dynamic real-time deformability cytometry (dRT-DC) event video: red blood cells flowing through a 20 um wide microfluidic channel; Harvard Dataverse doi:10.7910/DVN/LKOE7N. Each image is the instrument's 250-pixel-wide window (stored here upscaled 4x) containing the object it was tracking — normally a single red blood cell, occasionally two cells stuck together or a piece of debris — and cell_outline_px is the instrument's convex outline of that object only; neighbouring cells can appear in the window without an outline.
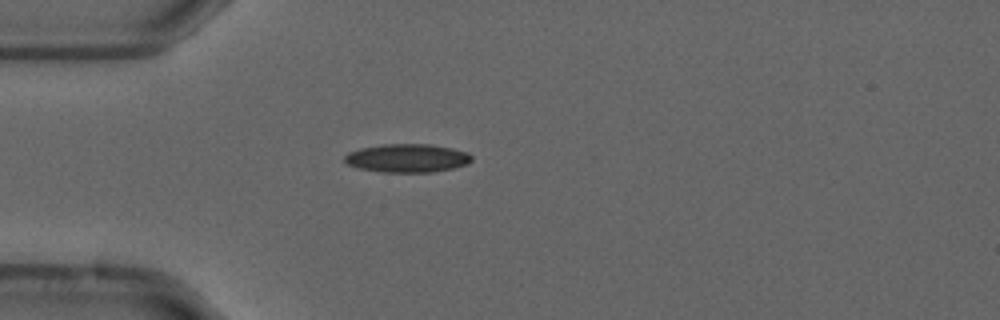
{"species": "common noctule bat (a hibernating species)", "species_latin": "Nyctalus noctula", "temperature_condition": "cold", "stored_images_in_passage": 34, "camera_frame_rate_fps": 3000, "um_per_image_px": 0.085, "animal": {"sex": "male", "forearm_length_mm": 52.5}, "frame": {"image": 1, "passage_image": 1, "time_ms": 0.0, "image_size_px": [1000, 320], "cell_outline_px": [[472, 160], [468, 164], [452, 168], [432, 172], [380, 172], [360, 168], [348, 164], [344, 160], [344, 156], [348, 152], [360, 148], [380, 144], [432, 144], [452, 148], [468, 152], [472, 156]], "centroid_in_image_um": [34.62, 13.43], "position_along_channel_um": 50.4, "area_um2": 21.15}}
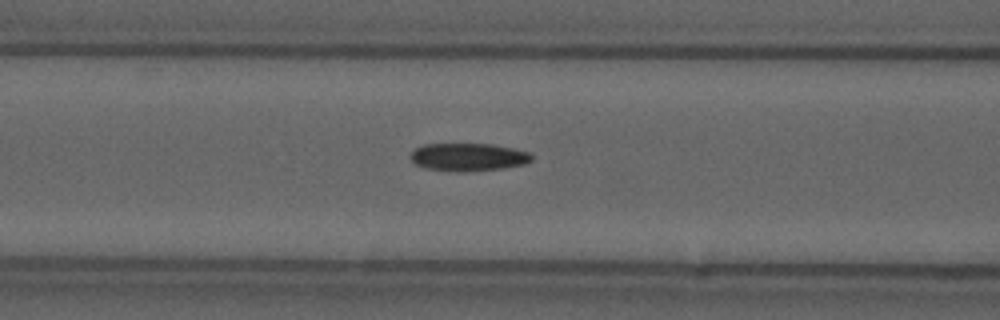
{"frame": {"image": 2, "passage_image": 8, "time_ms": 2.333, "image_size_px": [1000, 320], "cell_outline_px": [[532, 160], [524, 164], [500, 168], [428, 168], [416, 164], [412, 160], [412, 152], [416, 148], [424, 144], [492, 144], [512, 148], [528, 152], [532, 156]], "centroid_in_image_um": [39.84, 13.28], "position_along_channel_um": 126.8, "area_um2": 18.21}}
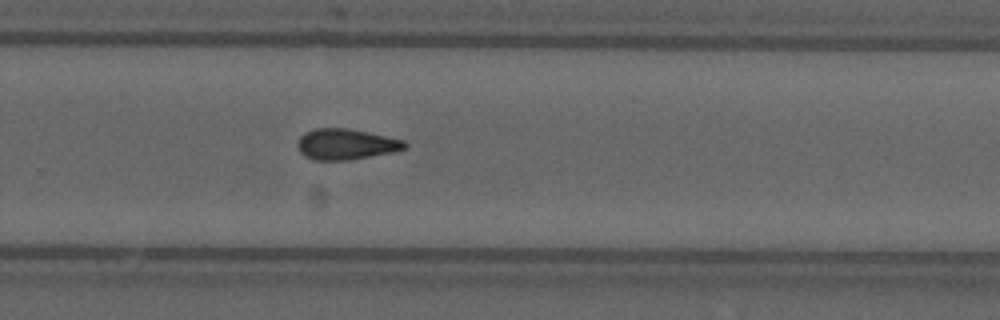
{"frame": {"image": 3, "passage_image": 22, "time_ms": 7.0, "image_size_px": [1000, 320], "cell_outline_px": [[408, 144], [404, 148], [392, 152], [348, 160], [316, 160], [304, 156], [300, 152], [296, 144], [300, 136], [304, 132], [316, 128], [348, 128], [368, 132], [404, 140]], "centroid_in_image_um": [29.36, 12.25], "position_along_channel_um": 300.4, "area_um2": 19.19}, "authors_computed_cell_mechanics": {"area_um2": 19.363, "velocity_mm_per_s": 3.7317, "shape_relaxation_time_tau1_ms": 10.0731, "shape_relaxation_time_tau2_ms": 4.3462, "deformation_change_tau1": 0.2021, "deformation_change_tau2": 0.1352}}